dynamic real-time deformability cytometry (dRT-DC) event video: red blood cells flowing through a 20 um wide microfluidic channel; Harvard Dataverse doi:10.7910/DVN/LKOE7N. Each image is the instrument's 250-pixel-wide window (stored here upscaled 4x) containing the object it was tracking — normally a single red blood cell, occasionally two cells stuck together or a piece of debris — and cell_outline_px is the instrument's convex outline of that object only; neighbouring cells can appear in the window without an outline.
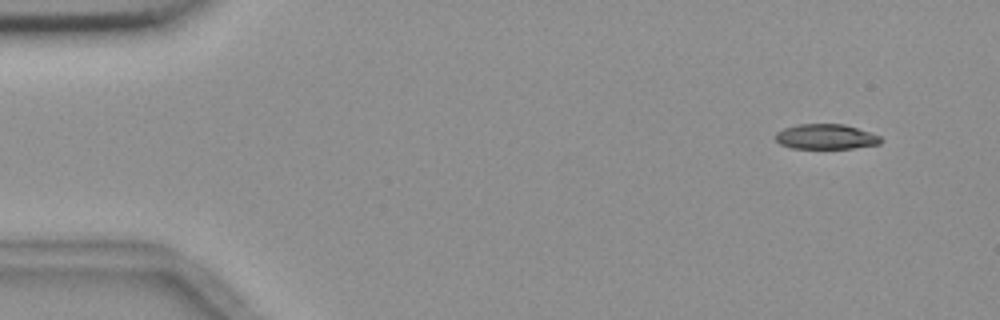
{"species": "common noctule bat (a hibernating species)", "species_latin": "Nyctalus noctula", "temperature_condition": "room temperature", "stored_images_in_passage": 5, "camera_frame_rate_fps": 3000, "um_per_image_px": 0.085, "animal": {"sex": "female", "body_mass_g": 18.4}, "frame": {"image": 1, "passage_image": 1, "time_ms": 0.0, "image_size_px": [1000, 320], "cell_outline_px": [[880, 144], [852, 148], [792, 148], [780, 144], [776, 140], [776, 132], [784, 128], [800, 124], [844, 124], [880, 136]], "centroid_in_image_um": [70.17, 11.62], "position_along_channel_um": 14.8, "area_um2": 15.14}}
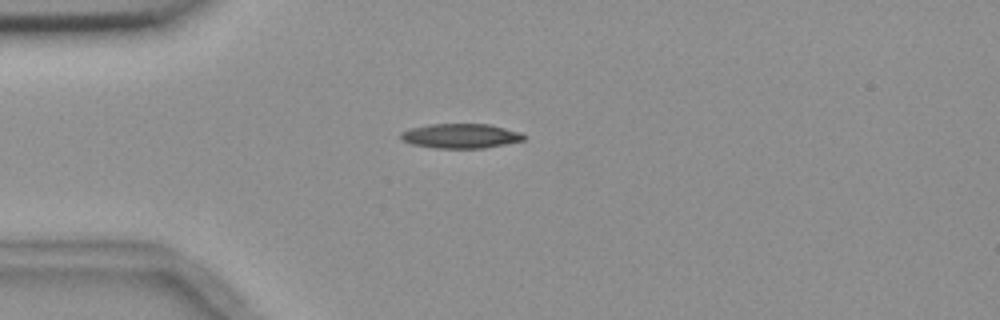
{"frame": {"image": 2, "passage_image": 3, "time_ms": 3.333, "image_size_px": [1000, 320], "cell_outline_px": [[524, 140], [484, 148], [436, 148], [412, 144], [404, 140], [400, 136], [400, 132], [412, 128], [428, 124], [488, 124], [520, 132], [524, 136]], "centroid_in_image_um": [39.14, 11.55], "position_along_channel_um": 45.9, "area_um2": 17.4}}
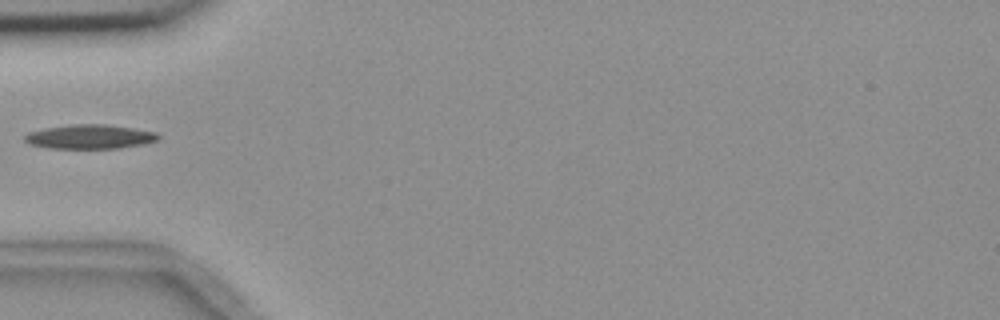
{"frame": {"image": 3, "passage_image": 4, "time_ms": 4.667, "image_size_px": [1000, 320], "cell_outline_px": [[160, 136], [156, 140], [144, 144], [116, 148], [48, 148], [32, 144], [24, 140], [24, 136], [28, 132], [44, 128], [72, 124], [104, 124], [132, 128], [156, 132]], "centroid_in_image_um": [7.62, 11.61], "position_along_channel_um": 77.4, "area_um2": 18.67}}